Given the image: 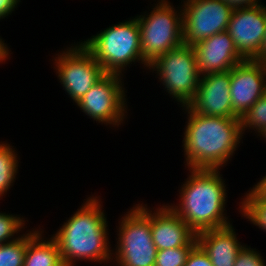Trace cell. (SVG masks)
<instances>
[{"instance_id": "obj_17", "label": "cell", "mask_w": 266, "mask_h": 266, "mask_svg": "<svg viewBox=\"0 0 266 266\" xmlns=\"http://www.w3.org/2000/svg\"><path fill=\"white\" fill-rule=\"evenodd\" d=\"M43 231L38 229L27 233V247L23 266H55L61 261L59 247L51 237L42 238Z\"/></svg>"}, {"instance_id": "obj_1", "label": "cell", "mask_w": 266, "mask_h": 266, "mask_svg": "<svg viewBox=\"0 0 266 266\" xmlns=\"http://www.w3.org/2000/svg\"><path fill=\"white\" fill-rule=\"evenodd\" d=\"M183 136L188 169H221L235 154L242 139L240 118L215 117L195 113L188 105Z\"/></svg>"}, {"instance_id": "obj_19", "label": "cell", "mask_w": 266, "mask_h": 266, "mask_svg": "<svg viewBox=\"0 0 266 266\" xmlns=\"http://www.w3.org/2000/svg\"><path fill=\"white\" fill-rule=\"evenodd\" d=\"M239 205L241 216L266 232V199L260 198L252 189L247 191Z\"/></svg>"}, {"instance_id": "obj_29", "label": "cell", "mask_w": 266, "mask_h": 266, "mask_svg": "<svg viewBox=\"0 0 266 266\" xmlns=\"http://www.w3.org/2000/svg\"><path fill=\"white\" fill-rule=\"evenodd\" d=\"M254 61L262 63V64H266V33H265L262 44L259 48V51Z\"/></svg>"}, {"instance_id": "obj_31", "label": "cell", "mask_w": 266, "mask_h": 266, "mask_svg": "<svg viewBox=\"0 0 266 266\" xmlns=\"http://www.w3.org/2000/svg\"><path fill=\"white\" fill-rule=\"evenodd\" d=\"M257 135L260 136L261 138L263 137L264 139H266V128Z\"/></svg>"}, {"instance_id": "obj_23", "label": "cell", "mask_w": 266, "mask_h": 266, "mask_svg": "<svg viewBox=\"0 0 266 266\" xmlns=\"http://www.w3.org/2000/svg\"><path fill=\"white\" fill-rule=\"evenodd\" d=\"M194 247H178L157 251L154 266H184Z\"/></svg>"}, {"instance_id": "obj_5", "label": "cell", "mask_w": 266, "mask_h": 266, "mask_svg": "<svg viewBox=\"0 0 266 266\" xmlns=\"http://www.w3.org/2000/svg\"><path fill=\"white\" fill-rule=\"evenodd\" d=\"M118 223V241L112 253L116 265L154 266L158 250L152 239L151 210L147 204L133 205Z\"/></svg>"}, {"instance_id": "obj_22", "label": "cell", "mask_w": 266, "mask_h": 266, "mask_svg": "<svg viewBox=\"0 0 266 266\" xmlns=\"http://www.w3.org/2000/svg\"><path fill=\"white\" fill-rule=\"evenodd\" d=\"M25 223L23 216L21 218L17 214L0 212V242L8 243L17 240L21 236H18L21 229H25ZM15 233L18 237H14Z\"/></svg>"}, {"instance_id": "obj_6", "label": "cell", "mask_w": 266, "mask_h": 266, "mask_svg": "<svg viewBox=\"0 0 266 266\" xmlns=\"http://www.w3.org/2000/svg\"><path fill=\"white\" fill-rule=\"evenodd\" d=\"M151 12L137 15L141 52L149 65L157 57L183 43L182 10L168 0H158ZM149 14V15H148Z\"/></svg>"}, {"instance_id": "obj_12", "label": "cell", "mask_w": 266, "mask_h": 266, "mask_svg": "<svg viewBox=\"0 0 266 266\" xmlns=\"http://www.w3.org/2000/svg\"><path fill=\"white\" fill-rule=\"evenodd\" d=\"M266 93L265 64L244 60L230 69L233 112L241 118Z\"/></svg>"}, {"instance_id": "obj_11", "label": "cell", "mask_w": 266, "mask_h": 266, "mask_svg": "<svg viewBox=\"0 0 266 266\" xmlns=\"http://www.w3.org/2000/svg\"><path fill=\"white\" fill-rule=\"evenodd\" d=\"M227 32L244 60H254L266 33V6L260 3L234 9Z\"/></svg>"}, {"instance_id": "obj_15", "label": "cell", "mask_w": 266, "mask_h": 266, "mask_svg": "<svg viewBox=\"0 0 266 266\" xmlns=\"http://www.w3.org/2000/svg\"><path fill=\"white\" fill-rule=\"evenodd\" d=\"M151 233L157 250L197 245L196 233L168 205L151 210Z\"/></svg>"}, {"instance_id": "obj_21", "label": "cell", "mask_w": 266, "mask_h": 266, "mask_svg": "<svg viewBox=\"0 0 266 266\" xmlns=\"http://www.w3.org/2000/svg\"><path fill=\"white\" fill-rule=\"evenodd\" d=\"M241 132L251 129L260 133L266 128V93L240 118Z\"/></svg>"}, {"instance_id": "obj_2", "label": "cell", "mask_w": 266, "mask_h": 266, "mask_svg": "<svg viewBox=\"0 0 266 266\" xmlns=\"http://www.w3.org/2000/svg\"><path fill=\"white\" fill-rule=\"evenodd\" d=\"M100 202L97 196L88 197L52 236L58 244L61 260L71 266L77 260L100 264L113 260L107 217Z\"/></svg>"}, {"instance_id": "obj_8", "label": "cell", "mask_w": 266, "mask_h": 266, "mask_svg": "<svg viewBox=\"0 0 266 266\" xmlns=\"http://www.w3.org/2000/svg\"><path fill=\"white\" fill-rule=\"evenodd\" d=\"M61 52L54 57V69L63 89L77 103L106 73L81 42Z\"/></svg>"}, {"instance_id": "obj_18", "label": "cell", "mask_w": 266, "mask_h": 266, "mask_svg": "<svg viewBox=\"0 0 266 266\" xmlns=\"http://www.w3.org/2000/svg\"><path fill=\"white\" fill-rule=\"evenodd\" d=\"M13 146L0 142V198L13 186L18 171V157Z\"/></svg>"}, {"instance_id": "obj_20", "label": "cell", "mask_w": 266, "mask_h": 266, "mask_svg": "<svg viewBox=\"0 0 266 266\" xmlns=\"http://www.w3.org/2000/svg\"><path fill=\"white\" fill-rule=\"evenodd\" d=\"M27 247V233L17 240L3 243L0 248V266H23Z\"/></svg>"}, {"instance_id": "obj_26", "label": "cell", "mask_w": 266, "mask_h": 266, "mask_svg": "<svg viewBox=\"0 0 266 266\" xmlns=\"http://www.w3.org/2000/svg\"><path fill=\"white\" fill-rule=\"evenodd\" d=\"M20 0H0V20L11 15L12 11L17 8Z\"/></svg>"}, {"instance_id": "obj_30", "label": "cell", "mask_w": 266, "mask_h": 266, "mask_svg": "<svg viewBox=\"0 0 266 266\" xmlns=\"http://www.w3.org/2000/svg\"><path fill=\"white\" fill-rule=\"evenodd\" d=\"M9 48L6 45V43H4V40H2V38L0 37V63H2L3 61H6V59H8L10 52H9Z\"/></svg>"}, {"instance_id": "obj_32", "label": "cell", "mask_w": 266, "mask_h": 266, "mask_svg": "<svg viewBox=\"0 0 266 266\" xmlns=\"http://www.w3.org/2000/svg\"><path fill=\"white\" fill-rule=\"evenodd\" d=\"M55 266H71L68 263H66L65 261L61 260L57 265Z\"/></svg>"}, {"instance_id": "obj_9", "label": "cell", "mask_w": 266, "mask_h": 266, "mask_svg": "<svg viewBox=\"0 0 266 266\" xmlns=\"http://www.w3.org/2000/svg\"><path fill=\"white\" fill-rule=\"evenodd\" d=\"M122 76L106 73L76 105L98 123L121 125L128 113Z\"/></svg>"}, {"instance_id": "obj_7", "label": "cell", "mask_w": 266, "mask_h": 266, "mask_svg": "<svg viewBox=\"0 0 266 266\" xmlns=\"http://www.w3.org/2000/svg\"><path fill=\"white\" fill-rule=\"evenodd\" d=\"M150 70L156 71L165 91L182 106H187L195 97L200 74L194 48L182 43L157 57Z\"/></svg>"}, {"instance_id": "obj_25", "label": "cell", "mask_w": 266, "mask_h": 266, "mask_svg": "<svg viewBox=\"0 0 266 266\" xmlns=\"http://www.w3.org/2000/svg\"><path fill=\"white\" fill-rule=\"evenodd\" d=\"M184 266H213L208 255L197 244L189 253Z\"/></svg>"}, {"instance_id": "obj_4", "label": "cell", "mask_w": 266, "mask_h": 266, "mask_svg": "<svg viewBox=\"0 0 266 266\" xmlns=\"http://www.w3.org/2000/svg\"><path fill=\"white\" fill-rule=\"evenodd\" d=\"M102 66L105 73L123 75L129 64L142 63L141 41L137 17L109 26L81 42Z\"/></svg>"}, {"instance_id": "obj_3", "label": "cell", "mask_w": 266, "mask_h": 266, "mask_svg": "<svg viewBox=\"0 0 266 266\" xmlns=\"http://www.w3.org/2000/svg\"><path fill=\"white\" fill-rule=\"evenodd\" d=\"M189 172L181 185L179 204L168 206L196 234L231 225L224 213L227 190L219 169H189Z\"/></svg>"}, {"instance_id": "obj_14", "label": "cell", "mask_w": 266, "mask_h": 266, "mask_svg": "<svg viewBox=\"0 0 266 266\" xmlns=\"http://www.w3.org/2000/svg\"><path fill=\"white\" fill-rule=\"evenodd\" d=\"M192 47L196 54L200 76L229 71L244 61L227 31L201 40Z\"/></svg>"}, {"instance_id": "obj_24", "label": "cell", "mask_w": 266, "mask_h": 266, "mask_svg": "<svg viewBox=\"0 0 266 266\" xmlns=\"http://www.w3.org/2000/svg\"><path fill=\"white\" fill-rule=\"evenodd\" d=\"M246 246L243 245L239 250L234 266H266L261 253L256 251V249Z\"/></svg>"}, {"instance_id": "obj_13", "label": "cell", "mask_w": 266, "mask_h": 266, "mask_svg": "<svg viewBox=\"0 0 266 266\" xmlns=\"http://www.w3.org/2000/svg\"><path fill=\"white\" fill-rule=\"evenodd\" d=\"M188 106L197 114L239 118L231 102L230 70L200 76L197 93Z\"/></svg>"}, {"instance_id": "obj_28", "label": "cell", "mask_w": 266, "mask_h": 266, "mask_svg": "<svg viewBox=\"0 0 266 266\" xmlns=\"http://www.w3.org/2000/svg\"><path fill=\"white\" fill-rule=\"evenodd\" d=\"M252 189L260 198L266 199V175Z\"/></svg>"}, {"instance_id": "obj_27", "label": "cell", "mask_w": 266, "mask_h": 266, "mask_svg": "<svg viewBox=\"0 0 266 266\" xmlns=\"http://www.w3.org/2000/svg\"><path fill=\"white\" fill-rule=\"evenodd\" d=\"M233 10L257 5L260 0H224Z\"/></svg>"}, {"instance_id": "obj_10", "label": "cell", "mask_w": 266, "mask_h": 266, "mask_svg": "<svg viewBox=\"0 0 266 266\" xmlns=\"http://www.w3.org/2000/svg\"><path fill=\"white\" fill-rule=\"evenodd\" d=\"M183 43L193 46L227 31L233 9L224 0H182Z\"/></svg>"}, {"instance_id": "obj_16", "label": "cell", "mask_w": 266, "mask_h": 266, "mask_svg": "<svg viewBox=\"0 0 266 266\" xmlns=\"http://www.w3.org/2000/svg\"><path fill=\"white\" fill-rule=\"evenodd\" d=\"M234 230L231 224L196 234L197 244L208 255L213 266L235 265L236 256L243 244L236 237Z\"/></svg>"}]
</instances>
